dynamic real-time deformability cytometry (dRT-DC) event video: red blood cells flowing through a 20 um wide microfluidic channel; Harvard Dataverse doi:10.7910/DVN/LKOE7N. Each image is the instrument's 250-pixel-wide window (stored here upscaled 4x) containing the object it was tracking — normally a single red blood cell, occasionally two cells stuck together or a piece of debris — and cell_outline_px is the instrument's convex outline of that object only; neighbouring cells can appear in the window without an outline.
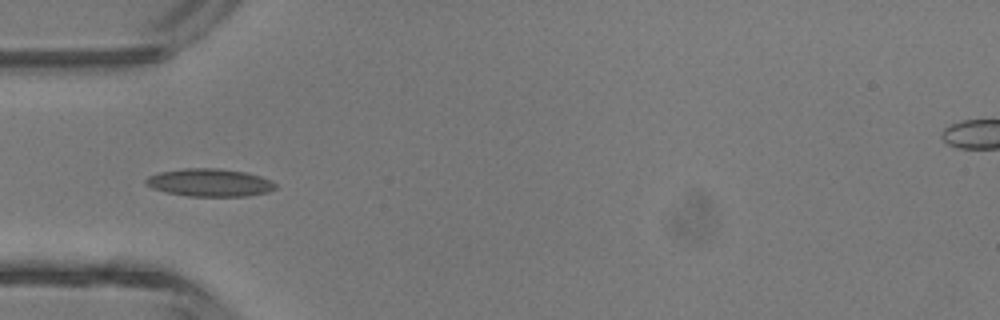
{"species": "common noctule bat (a hibernating species)", "species_latin": "Nyctalus noctula", "temperature_condition": "room temperature", "stored_images_in_passage": 5, "camera_frame_rate_fps": 3000, "um_per_image_px": 0.085, "animal": {"sex": "male", "body_mass_g": 13.3}, "frame": {"image": 1, "passage_image": 5, "time_ms": 4.333, "image_size_px": [1000, 320], "cell_outline_px": [[276, 188], [268, 192], [248, 196], [188, 196], [164, 192], [152, 188], [144, 184], [144, 180], [148, 176], [160, 172], [184, 168], [220, 168], [244, 172], [260, 176], [272, 180], [276, 184]], "centroid_in_image_um": [17.81, 15.52], "position_along_channel_um": 67.2, "area_um2": 21.15}}